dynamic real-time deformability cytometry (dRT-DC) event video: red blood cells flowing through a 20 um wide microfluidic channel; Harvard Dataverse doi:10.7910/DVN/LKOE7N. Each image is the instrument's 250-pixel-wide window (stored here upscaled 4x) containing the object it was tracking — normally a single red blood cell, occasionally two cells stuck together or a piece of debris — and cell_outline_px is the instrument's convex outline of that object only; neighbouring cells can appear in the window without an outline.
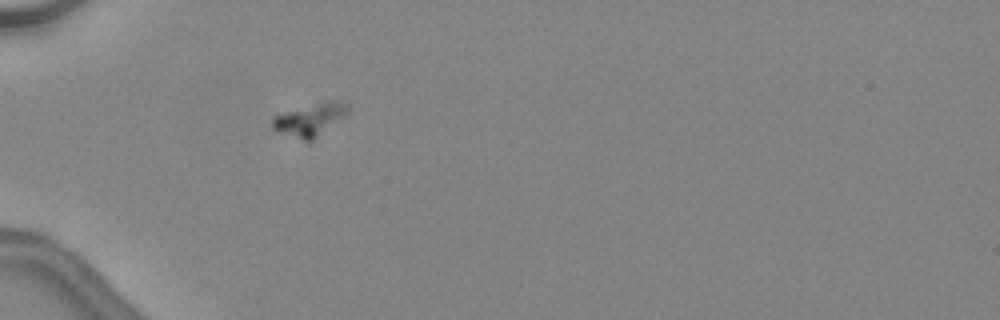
{"species": "common noctule bat (a hibernating species)", "species_latin": "Nyctalus noctula", "temperature_condition": "warm", "stored_images_in_passage": 33, "camera_frame_rate_fps": 3000, "um_per_image_px": 0.085, "animal": {"sex": "female", "body_mass_g": 24.6, "forearm_length_mm": 56.2}, "frame": {"image": 1, "passage_image": 1, "time_ms": 0.0, "image_size_px": [1000, 320], "cell_outline_px": [[352, 108], [348, 112], [312, 140], [304, 140], [280, 132], [272, 128], [272, 116], [328, 100], [340, 100], [348, 104]], "centroid_in_image_um": [26.37, 10.13], "position_along_channel_um": 58.6, "area_um2": 13.81}}